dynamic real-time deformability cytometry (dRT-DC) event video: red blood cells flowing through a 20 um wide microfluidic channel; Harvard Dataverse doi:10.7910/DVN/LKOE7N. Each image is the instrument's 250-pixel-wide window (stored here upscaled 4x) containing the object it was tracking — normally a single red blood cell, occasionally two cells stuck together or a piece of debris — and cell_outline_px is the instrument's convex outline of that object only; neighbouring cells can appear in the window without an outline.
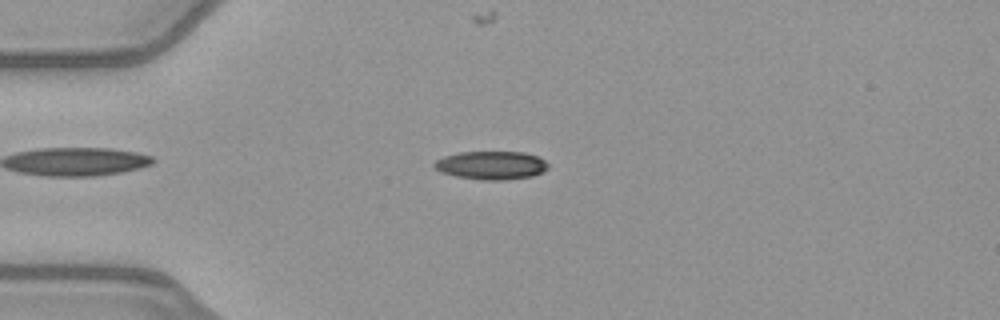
{"species": "common noctule bat (a hibernating species)", "species_latin": "Nyctalus noctula", "temperature_condition": "warm", "stored_images_in_passage": 52, "camera_frame_rate_fps": 3000, "um_per_image_px": 0.085, "animal": {"sex": "female", "body_mass_g": 21.9}, "frame": {"image": 1, "passage_image": 13, "time_ms": 4.0, "image_size_px": [1000, 320], "cell_outline_px": [[548, 168], [544, 172], [532, 176], [504, 180], [484, 180], [456, 176], [440, 172], [432, 164], [436, 160], [444, 156], [460, 152], [524, 152], [540, 156], [548, 164]], "centroid_in_image_um": [41.79, 14.04], "position_along_channel_um": 43.2, "area_um2": 18.9}}
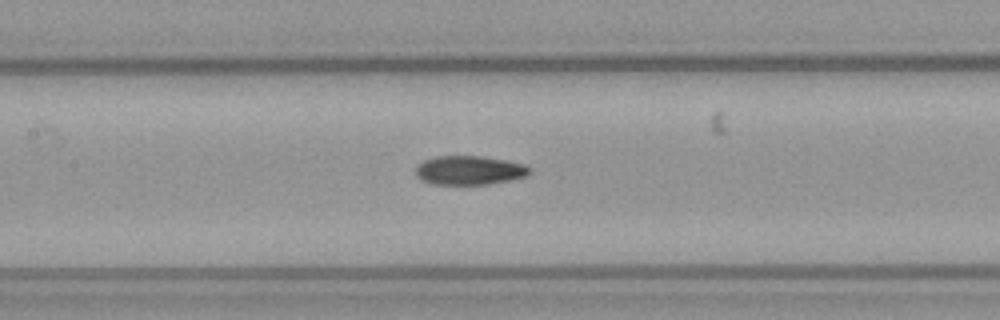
{"frame": {"image": 2, "passage_image": 24, "time_ms": 7.667, "image_size_px": [1000, 320], "cell_outline_px": [[532, 172], [528, 176], [488, 184], [432, 184], [416, 176], [416, 168], [424, 160], [436, 156], [480, 156], [504, 160], [524, 164], [532, 168]], "centroid_in_image_um": [39.93, 14.47], "position_along_channel_um": 167.5, "area_um2": 19.13}}
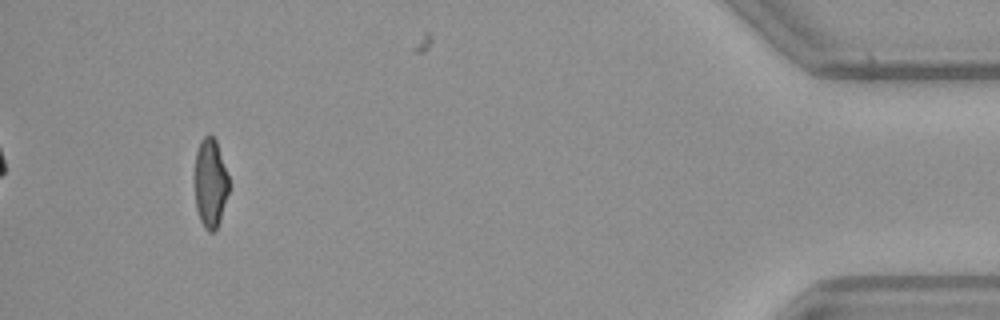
{"frame": {"image": 3, "passage_image": 48, "time_ms": 15.667, "image_size_px": [1000, 320], "cell_outline_px": [[228, 192], [220, 220], [216, 232], [208, 232], [204, 228], [200, 220], [196, 208], [196, 152], [200, 140], [208, 132], [216, 140], [228, 176]], "centroid_in_image_um": [17.88, 15.57], "position_along_channel_um": 417.3, "area_um2": 17.51}, "authors_computed_cell_mechanics": {"area_um2": 18.8717, "velocity_mm_per_s": 4.0298, "shape_relaxation_time_tau1_ms": 4.7097, "shape_relaxation_time_tau2_ms": 2.6026, "deformation_change_tau1": 0.1806, "deformation_change_tau2": 0.1006}}